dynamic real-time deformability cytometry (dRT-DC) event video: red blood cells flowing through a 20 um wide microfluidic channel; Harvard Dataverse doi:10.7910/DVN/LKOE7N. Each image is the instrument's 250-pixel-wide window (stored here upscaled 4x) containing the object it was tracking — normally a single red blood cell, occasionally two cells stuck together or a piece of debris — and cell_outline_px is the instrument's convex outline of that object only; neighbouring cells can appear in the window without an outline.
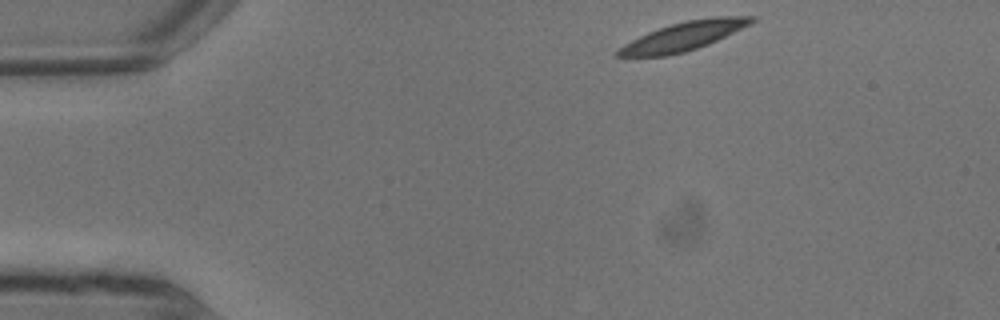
{"species": "common noctule bat (a hibernating species)", "species_latin": "Nyctalus noctula", "temperature_condition": "warm", "stored_images_in_passage": 5, "camera_frame_rate_fps": 3000, "um_per_image_px": 0.085, "animal": {"sex": "male", "body_mass_g": 13.3}, "frame": {"image": 1, "passage_image": 1, "time_ms": 0.0, "image_size_px": [1000, 320], "cell_outline_px": [[756, 20], [708, 44], [684, 52], [668, 56], [612, 56], [612, 52], [624, 44], [648, 32], [672, 24], [688, 20], [712, 16], [756, 16]], "centroid_in_image_um": [58.03, 3.09], "position_along_channel_um": 27.0, "area_um2": 21.96}}
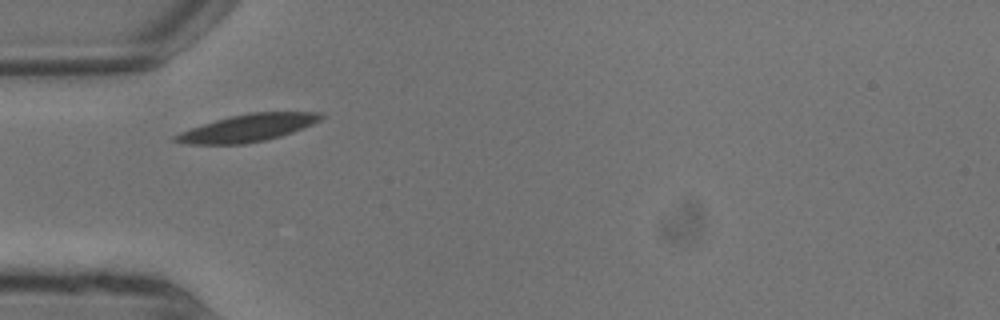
{"frame": {"image": 2, "passage_image": 4, "time_ms": 1.0, "image_size_px": [1000, 320], "cell_outline_px": [[324, 116], [320, 120], [304, 128], [280, 136], [264, 140], [244, 144], [184, 144], [172, 140], [172, 136], [180, 132], [216, 120], [232, 116], [252, 112], [320, 112]], "centroid_in_image_um": [21.05, 10.88], "position_along_channel_um": 63.9, "area_um2": 22.89}}
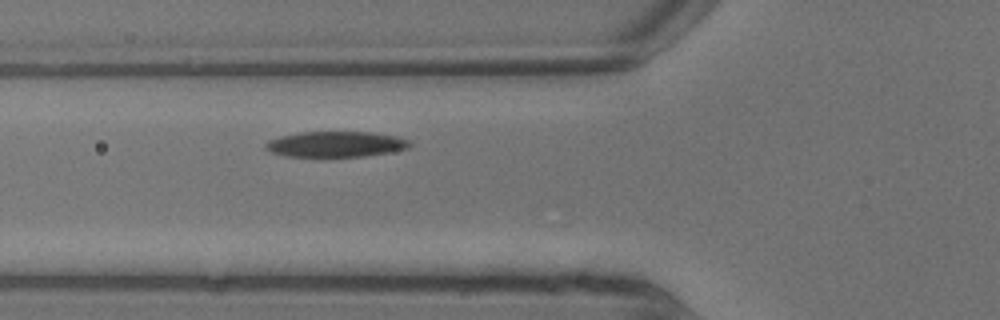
{"frame": {"image": 3, "passage_image": 5, "time_ms": 1.333, "image_size_px": [1000, 320], "cell_outline_px": [[412, 144], [408, 148], [388, 152], [364, 156], [320, 160], [284, 156], [272, 152], [264, 148], [264, 144], [268, 140], [280, 136], [300, 132], [372, 132], [396, 136], [408, 140]], "centroid_in_image_um": [28.45, 12.3], "position_along_channel_um": 97.3, "area_um2": 22.54}}